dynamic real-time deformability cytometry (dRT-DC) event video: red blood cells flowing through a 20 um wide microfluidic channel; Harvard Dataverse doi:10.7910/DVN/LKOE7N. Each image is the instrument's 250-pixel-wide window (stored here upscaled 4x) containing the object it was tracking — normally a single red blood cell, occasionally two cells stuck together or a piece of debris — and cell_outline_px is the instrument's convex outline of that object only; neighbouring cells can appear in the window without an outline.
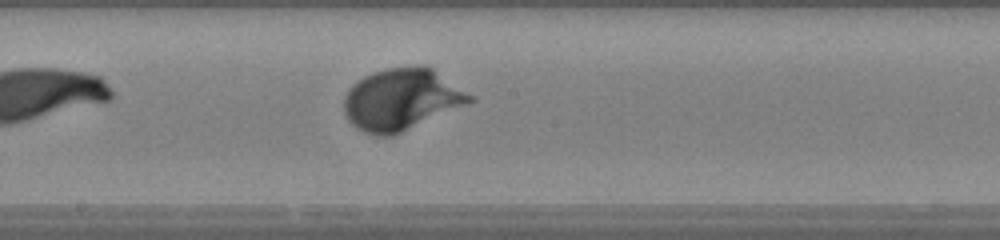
{"species": "human", "species_latin": "Homo sapiens", "temperature_condition": "warm", "stored_images_in_passage": 15, "camera_frame_rate_fps": 3000, "um_per_image_px": 0.085, "donor": {"sex": "female"}, "frame": {"image": 1, "passage_image": 11, "time_ms": 3.333, "image_size_px": [1000, 240], "cell_outline_px": [[476, 100], [392, 136], [376, 136], [364, 132], [356, 128], [348, 120], [344, 112], [344, 96], [352, 84], [364, 76], [372, 72], [388, 68], [432, 68], [476, 96]], "centroid_in_image_um": [34.12, 8.47], "position_along_channel_um": 214.1, "area_um2": 44.8}}